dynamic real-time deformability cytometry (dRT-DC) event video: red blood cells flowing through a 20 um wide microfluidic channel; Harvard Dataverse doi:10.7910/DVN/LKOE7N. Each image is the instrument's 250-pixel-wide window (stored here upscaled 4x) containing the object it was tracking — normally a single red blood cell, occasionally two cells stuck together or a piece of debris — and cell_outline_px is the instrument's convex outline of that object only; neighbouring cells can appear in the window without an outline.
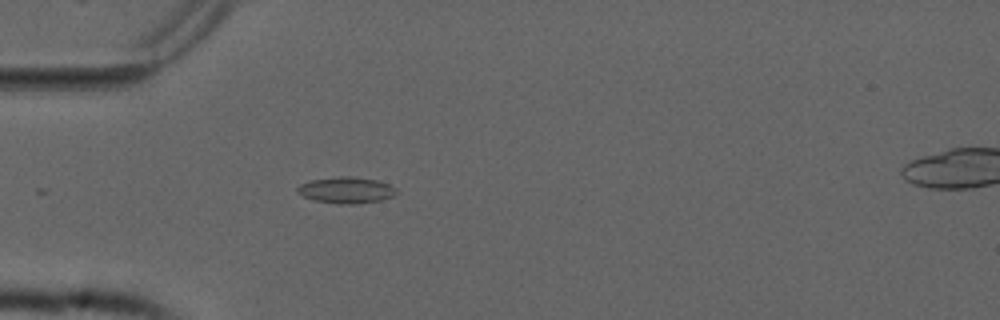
{"species": "common noctule bat (a hibernating species)", "species_latin": "Nyctalus noctula", "temperature_condition": "cold", "stored_images_in_passage": 11, "camera_frame_rate_fps": 3000, "um_per_image_px": 0.085, "animal": {"sex": "male", "forearm_length_mm": 52.5}, "frame": {"image": 1, "passage_image": 4, "time_ms": 1.0, "image_size_px": [1000, 320], "cell_outline_px": [[396, 192], [392, 196], [380, 200], [356, 204], [340, 204], [316, 200], [304, 196], [296, 192], [296, 188], [300, 184], [312, 180], [344, 176], [348, 176], [376, 180], [388, 184], [396, 188]], "centroid_in_image_um": [29.42, 16.16], "position_along_channel_um": 55.6, "area_um2": 14.85}}
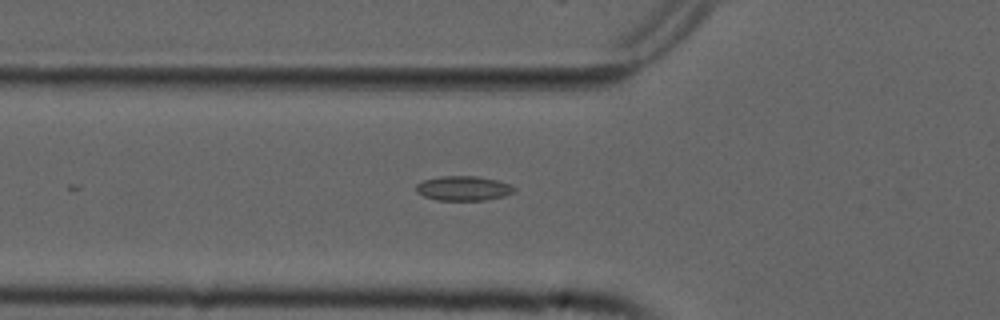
{"frame": {"image": 2, "passage_image": 7, "time_ms": 2.0, "image_size_px": [1000, 320], "cell_outline_px": [[516, 192], [504, 196], [484, 200], [436, 200], [424, 196], [416, 192], [416, 184], [424, 180], [440, 176], [476, 176], [496, 180], [508, 184], [516, 188]], "centroid_in_image_um": [39.38, 16.01], "position_along_channel_um": 86.4, "area_um2": 14.05}}